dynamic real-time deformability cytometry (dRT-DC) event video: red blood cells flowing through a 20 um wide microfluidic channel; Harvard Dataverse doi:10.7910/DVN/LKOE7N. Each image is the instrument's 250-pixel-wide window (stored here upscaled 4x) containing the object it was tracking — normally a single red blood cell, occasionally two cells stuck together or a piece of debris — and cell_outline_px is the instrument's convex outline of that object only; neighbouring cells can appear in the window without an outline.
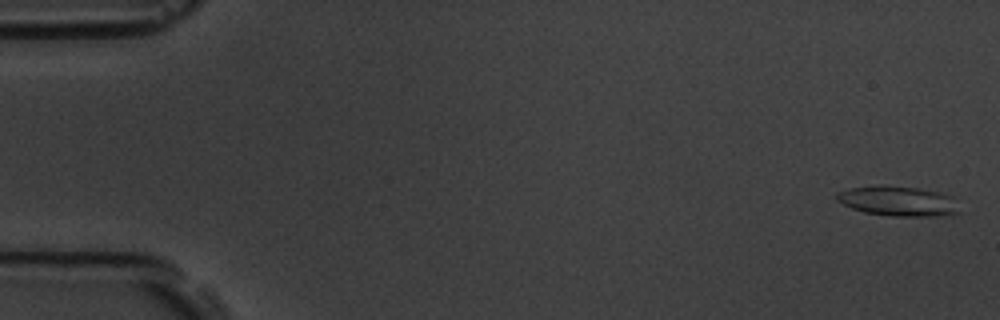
{"species": "common noctule bat (a hibernating species)", "species_latin": "Nyctalus noctula", "temperature_condition": "room temperature", "stored_images_in_passage": 6, "camera_frame_rate_fps": 3000, "um_per_image_px": 0.085, "animal": {"sex": "male", "body_mass_g": 19.5, "forearm_length_mm": 54.6}, "frame": {"image": 1, "passage_image": 1, "time_ms": 0.0, "image_size_px": [1000, 320], "cell_outline_px": [[960, 212], [936, 216], [892, 216], [864, 212], [852, 208], [836, 200], [836, 192], [848, 188], [876, 184], [884, 184], [916, 188], [936, 192], [952, 196]], "centroid_in_image_um": [76.27, 17.07], "position_along_channel_um": 8.7, "area_um2": 21.44}}
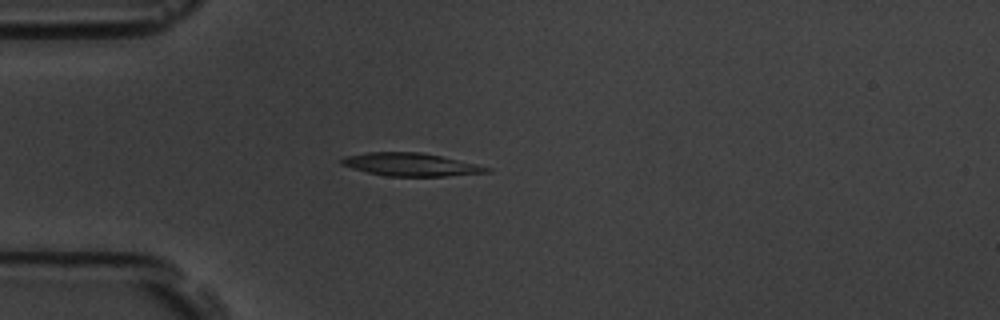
{"frame": {"image": 2, "passage_image": 5, "time_ms": 4.667, "image_size_px": [1000, 320], "cell_outline_px": [[492, 168], [488, 172], [448, 176], [384, 176], [352, 168], [340, 164], [340, 160], [344, 156], [368, 152], [420, 152], [440, 156], [476, 164]], "centroid_in_image_um": [34.87, 13.98], "position_along_channel_um": 50.1, "area_um2": 19.31}}